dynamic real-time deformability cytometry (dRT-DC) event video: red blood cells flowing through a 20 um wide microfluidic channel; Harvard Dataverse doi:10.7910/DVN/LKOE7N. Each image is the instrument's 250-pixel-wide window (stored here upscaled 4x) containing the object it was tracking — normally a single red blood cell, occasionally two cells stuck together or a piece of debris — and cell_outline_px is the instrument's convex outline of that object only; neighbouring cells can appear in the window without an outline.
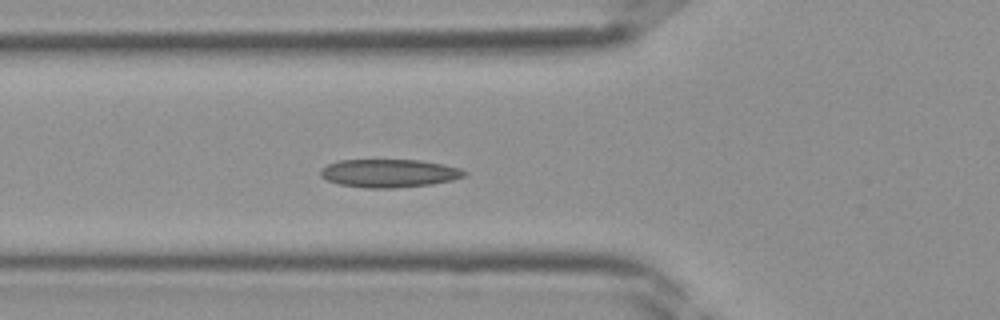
{"species": "Egyptian fruit bat (a non-hibernating species)", "species_latin": "Rousettus aegyptiacus", "temperature_condition": "room temperature", "stored_images_in_passage": 27, "camera_frame_rate_fps": 3000, "um_per_image_px": 0.085, "frame": {"image": 1, "passage_image": 2, "time_ms": 0.333, "image_size_px": [1000, 320], "cell_outline_px": [[468, 172], [464, 176], [452, 180], [432, 184], [392, 188], [368, 188], [340, 184], [328, 180], [320, 176], [320, 168], [328, 164], [340, 160], [420, 160], [444, 164], [460, 168]], "centroid_in_image_um": [33.08, 14.72], "position_along_channel_um": 92.7, "area_um2": 23.58}}
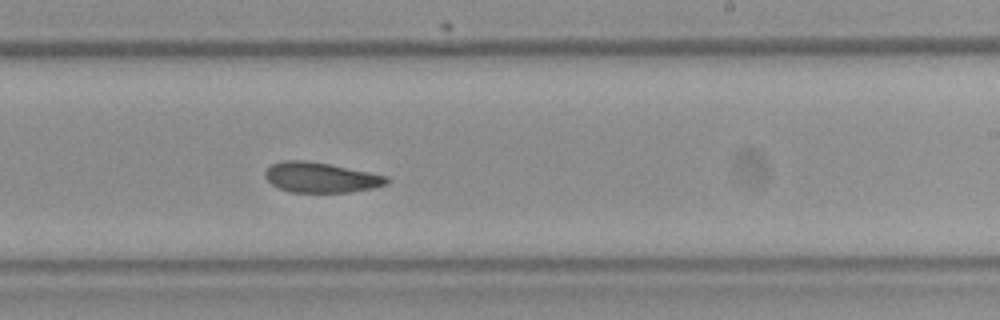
{"frame": {"image": 2, "passage_image": 12, "time_ms": 3.667, "image_size_px": [1000, 320], "cell_outline_px": [[388, 184], [372, 188], [348, 192], [292, 192], [280, 188], [272, 184], [264, 176], [264, 172], [272, 164], [284, 160], [304, 160], [328, 164], [388, 176]], "centroid_in_image_um": [27.26, 15.08], "position_along_channel_um": 261.7, "area_um2": 21.1}}
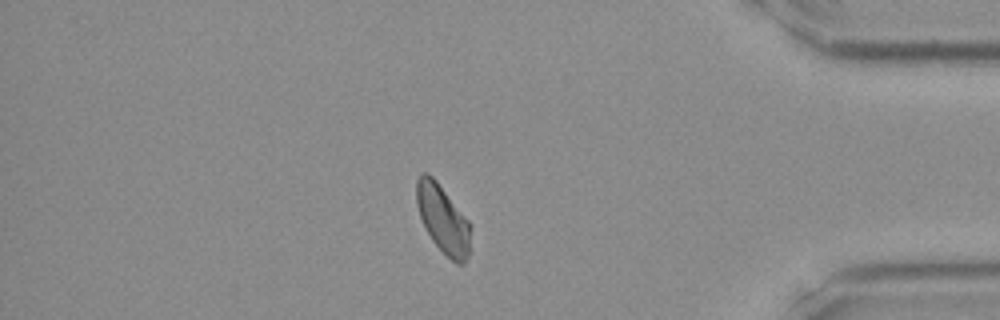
{"frame": {"image": 3, "passage_image": 22, "time_ms": 7.0, "image_size_px": [1000, 320], "cell_outline_px": [[472, 228], [468, 256], [464, 264], [456, 264], [432, 240], [420, 216], [416, 204], [416, 180], [420, 172], [428, 172], [436, 180], [468, 220]], "centroid_in_image_um": [37.65, 18.6], "position_along_channel_um": 397.5, "area_um2": 21.39}}